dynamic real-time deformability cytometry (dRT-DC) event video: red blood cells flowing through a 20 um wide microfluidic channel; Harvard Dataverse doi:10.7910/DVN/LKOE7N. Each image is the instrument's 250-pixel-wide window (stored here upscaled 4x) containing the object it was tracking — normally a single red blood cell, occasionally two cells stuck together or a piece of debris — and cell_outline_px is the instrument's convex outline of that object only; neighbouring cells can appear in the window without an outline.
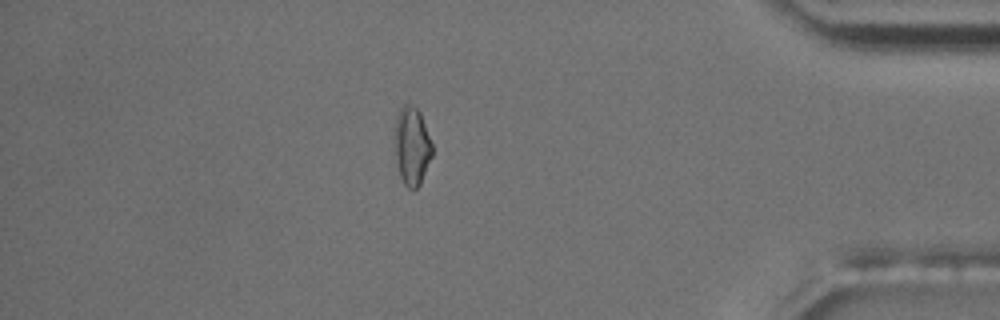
{"species": "common noctule bat (a hibernating species)", "species_latin": "Nyctalus noctula", "temperature_condition": "room temperature", "stored_images_in_passage": 49, "camera_frame_rate_fps": 3000, "um_per_image_px": 0.085, "animal": {"sex": "male", "body_mass_g": 17.5, "forearm_length_mm": 52.3}, "frame": {"image": 1, "passage_image": 42, "time_ms": 13.667, "image_size_px": [1000, 320], "cell_outline_px": [[432, 156], [420, 184], [416, 188], [408, 188], [404, 184], [400, 176], [396, 156], [396, 116], [400, 108], [404, 104], [408, 104], [416, 108], [420, 112], [432, 144]], "centroid_in_image_um": [35.03, 12.41], "position_along_channel_um": 400.2, "area_um2": 16.65}, "authors_computed_cell_mechanics": {"area_um2": 15.6638, "velocity_mm_per_s": 3.6485, "shape_relaxation_time_tau1_ms": 7.5935, "shape_relaxation_time_tau2_ms": 4.4999, "deformation_change_tau1": 0.135, "deformation_change_tau2": 0.1053}}